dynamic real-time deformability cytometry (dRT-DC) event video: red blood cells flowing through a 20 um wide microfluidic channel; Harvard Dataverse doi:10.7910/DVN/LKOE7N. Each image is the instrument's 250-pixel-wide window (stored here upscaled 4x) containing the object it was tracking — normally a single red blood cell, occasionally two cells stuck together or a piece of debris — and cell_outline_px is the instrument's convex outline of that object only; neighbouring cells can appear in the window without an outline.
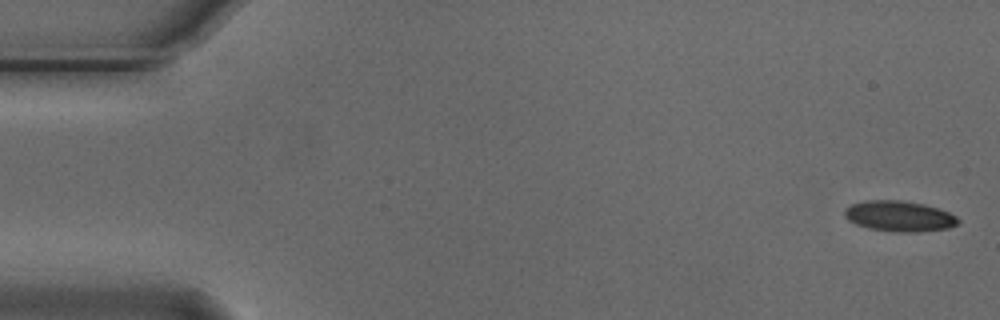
{"species": "Egyptian fruit bat (a non-hibernating species)", "species_latin": "Rousettus aegyptiacus", "temperature_condition": "cold", "stored_images_in_passage": 4, "camera_frame_rate_fps": 3000, "um_per_image_px": 0.085, "animal": {"sex": "male"}, "frame": {"image": 1, "passage_image": 1, "time_ms": 0.0, "image_size_px": [1000, 320], "cell_outline_px": [[960, 224], [948, 228], [916, 232], [896, 232], [868, 228], [856, 224], [848, 220], [844, 216], [844, 212], [852, 204], [864, 200], [900, 200], [924, 204], [940, 208], [956, 216], [960, 220]], "centroid_in_image_um": [76.47, 18.37], "position_along_channel_um": 8.5, "area_um2": 20.35}}
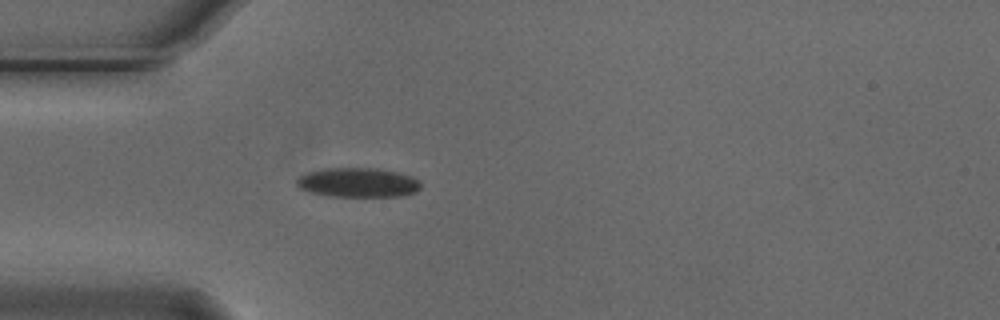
{"frame": {"image": 2, "passage_image": 4, "time_ms": 1.0, "image_size_px": [1000, 320], "cell_outline_px": [[420, 188], [416, 192], [404, 196], [328, 196], [312, 192], [300, 188], [296, 184], [296, 180], [300, 176], [308, 172], [324, 168], [376, 168], [396, 172], [412, 176], [420, 180]], "centroid_in_image_um": [30.45, 15.51], "position_along_channel_um": 54.5, "area_um2": 21.27}}